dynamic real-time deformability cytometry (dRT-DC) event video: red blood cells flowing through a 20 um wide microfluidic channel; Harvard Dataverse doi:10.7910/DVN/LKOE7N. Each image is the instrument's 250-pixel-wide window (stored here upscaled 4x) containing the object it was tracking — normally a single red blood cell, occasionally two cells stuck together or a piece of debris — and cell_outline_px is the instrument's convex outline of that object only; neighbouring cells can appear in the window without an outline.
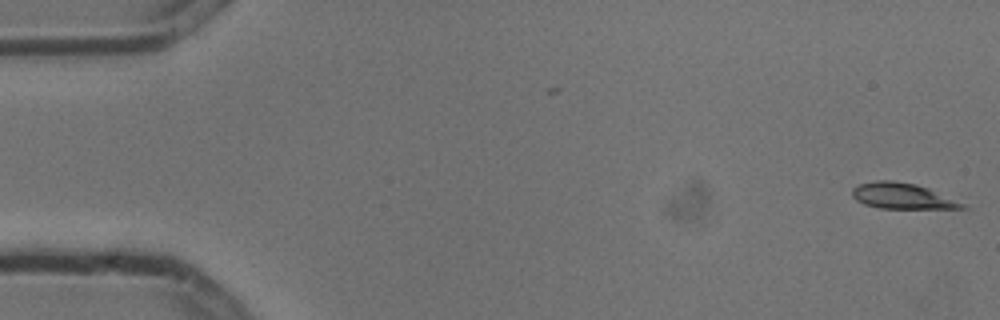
{"species": "common noctule bat (a hibernating species)", "species_latin": "Nyctalus noctula", "temperature_condition": "cold", "stored_images_in_passage": 2, "camera_frame_rate_fps": 3000, "um_per_image_px": 0.085, "animal": {"sex": "male", "body_mass_g": 13.3}, "frame": {"image": 1, "passage_image": 2, "time_ms": 0.333, "image_size_px": [1000, 320], "cell_outline_px": [[968, 208], [880, 208], [864, 204], [856, 200], [852, 196], [852, 188], [860, 184], [876, 180], [892, 180], [916, 184], [928, 188], [968, 204]], "centroid_in_image_um": [76.71, 16.66], "position_along_channel_um": 8.3, "area_um2": 16.53}}